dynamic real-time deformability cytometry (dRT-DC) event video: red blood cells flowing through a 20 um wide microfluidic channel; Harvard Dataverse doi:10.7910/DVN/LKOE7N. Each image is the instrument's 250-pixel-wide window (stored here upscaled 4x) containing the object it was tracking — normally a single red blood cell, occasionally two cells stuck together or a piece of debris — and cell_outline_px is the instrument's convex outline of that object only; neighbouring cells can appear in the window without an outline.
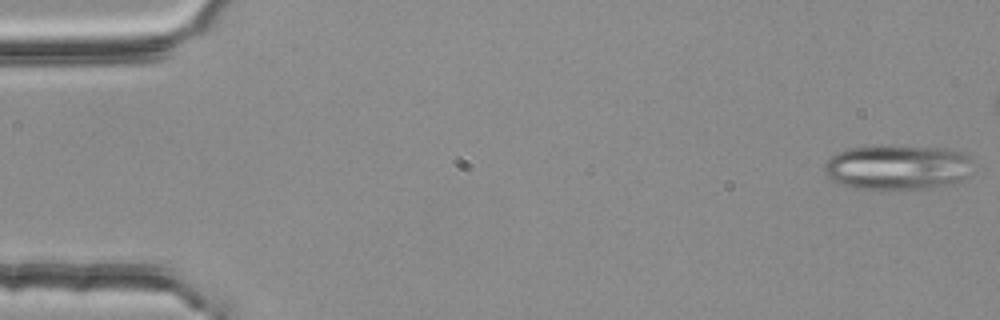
{"species": "common noctule bat (a hibernating species)", "species_latin": "Nyctalus noctula", "temperature_condition": "room temperature", "stored_images_in_passage": 14, "camera_frame_rate_fps": 3000, "um_per_image_px": 0.085, "animal": {"sex": "female", "body_mass_g": 25.1}, "frame": {"image": 1, "passage_image": 1, "time_ms": 0.0, "image_size_px": [1000, 320], "cell_outline_px": [[972, 160], [964, 176], [960, 180], [924, 188], [904, 192], [880, 192], [852, 188], [840, 184], [832, 180], [824, 172], [824, 164], [836, 152], [848, 148], [876, 144], [880, 144], [948, 148], [960, 152], [968, 156]], "centroid_in_image_um": [76.16, 14.23], "position_along_channel_um": 8.8, "area_um2": 40.11}}